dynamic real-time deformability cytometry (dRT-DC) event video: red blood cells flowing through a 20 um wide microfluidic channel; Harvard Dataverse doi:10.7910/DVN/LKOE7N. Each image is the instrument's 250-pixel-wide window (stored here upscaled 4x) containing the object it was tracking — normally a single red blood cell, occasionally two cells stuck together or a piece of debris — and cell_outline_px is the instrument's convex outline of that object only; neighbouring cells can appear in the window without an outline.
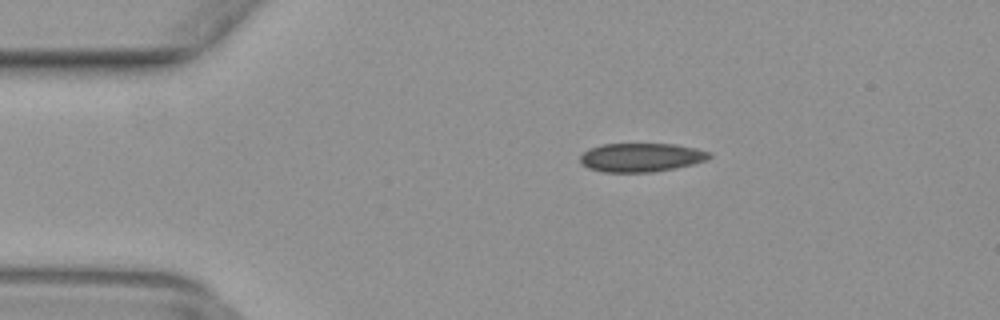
{"species": "common noctule bat (a hibernating species)", "species_latin": "Nyctalus noctula", "temperature_condition": "warm", "stored_images_in_passage": 44, "camera_frame_rate_fps": 3000, "um_per_image_px": 0.085, "animal": {"sex": "female", "body_mass_g": 29.2, "forearm_length_mm": 56.3}, "frame": {"image": 1, "passage_image": 4, "time_ms": 1.0, "image_size_px": [1000, 320], "cell_outline_px": [[712, 156], [708, 160], [676, 168], [652, 172], [604, 172], [588, 168], [580, 160], [580, 156], [584, 152], [592, 148], [604, 144], [676, 144], [696, 148], [712, 152]], "centroid_in_image_um": [54.56, 13.38], "position_along_channel_um": 30.4, "area_um2": 21.62}}
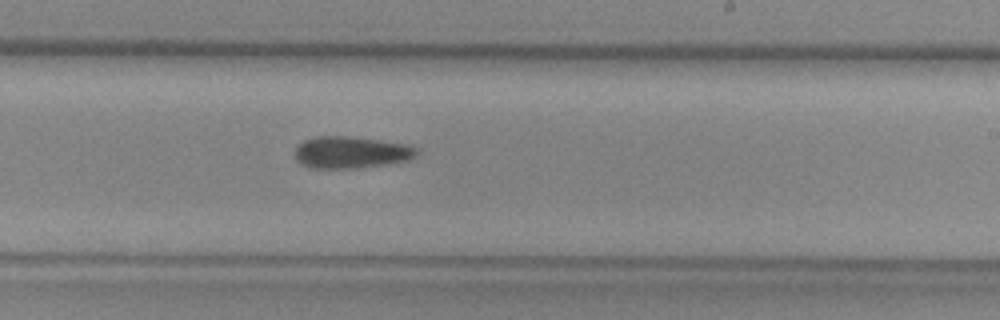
{"frame": {"image": 2, "passage_image": 24, "time_ms": 7.667, "image_size_px": [1000, 320], "cell_outline_px": [[420, 152], [416, 156], [408, 160], [388, 164], [356, 168], [308, 168], [296, 160], [296, 148], [304, 140], [316, 136], [348, 136], [380, 140], [404, 144], [420, 148]], "centroid_in_image_um": [29.87, 12.95], "position_along_channel_um": 259.1, "area_um2": 22.72}}
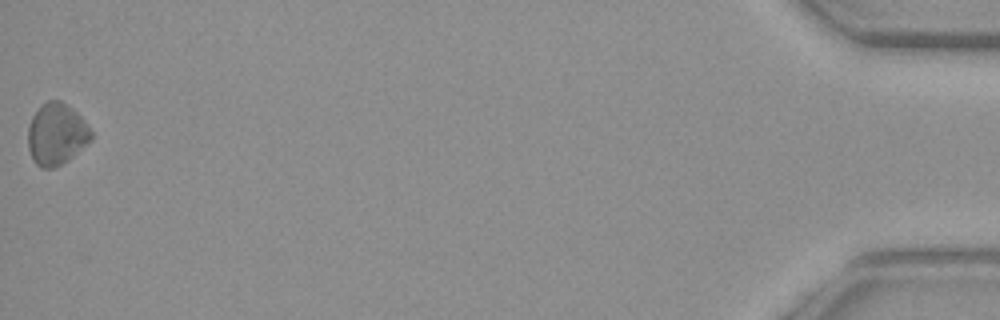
{"frame": {"image": 3, "passage_image": 44, "time_ms": 14.333, "image_size_px": [1000, 320], "cell_outline_px": [[92, 140], [68, 160], [52, 168], [40, 168], [32, 160], [28, 148], [28, 128], [32, 116], [40, 104], [48, 100], [60, 100], [72, 108], [84, 120], [92, 132]], "centroid_in_image_um": [4.78, 11.4], "position_along_channel_um": 430.4, "area_um2": 22.83}}